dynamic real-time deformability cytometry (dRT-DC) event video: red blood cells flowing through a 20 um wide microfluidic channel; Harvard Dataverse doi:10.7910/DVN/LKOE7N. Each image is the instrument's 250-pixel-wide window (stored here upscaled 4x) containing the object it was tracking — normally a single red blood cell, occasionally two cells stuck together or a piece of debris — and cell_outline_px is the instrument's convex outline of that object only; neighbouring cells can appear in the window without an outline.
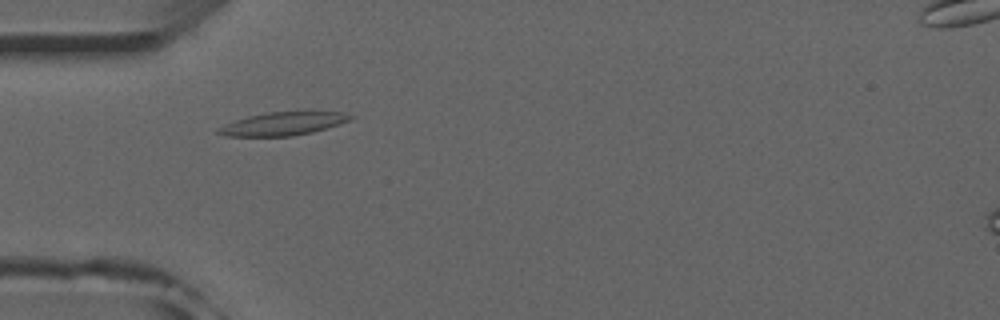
{"species": "common noctule bat (a hibernating species)", "species_latin": "Nyctalus noctula", "temperature_condition": "room temperature", "stored_images_in_passage": 5, "camera_frame_rate_fps": 3000, "um_per_image_px": 0.085, "animal": {"sex": "male", "forearm_length_mm": 52.5}, "frame": {"image": 1, "passage_image": 2, "time_ms": 0.333, "image_size_px": [1000, 320], "cell_outline_px": [[356, 116], [352, 120], [340, 124], [312, 132], [292, 136], [224, 136], [216, 132], [216, 128], [236, 120], [248, 116], [268, 112], [308, 108], [344, 112]], "centroid_in_image_um": [24.2, 10.45], "position_along_channel_um": 60.8, "area_um2": 18.9}}